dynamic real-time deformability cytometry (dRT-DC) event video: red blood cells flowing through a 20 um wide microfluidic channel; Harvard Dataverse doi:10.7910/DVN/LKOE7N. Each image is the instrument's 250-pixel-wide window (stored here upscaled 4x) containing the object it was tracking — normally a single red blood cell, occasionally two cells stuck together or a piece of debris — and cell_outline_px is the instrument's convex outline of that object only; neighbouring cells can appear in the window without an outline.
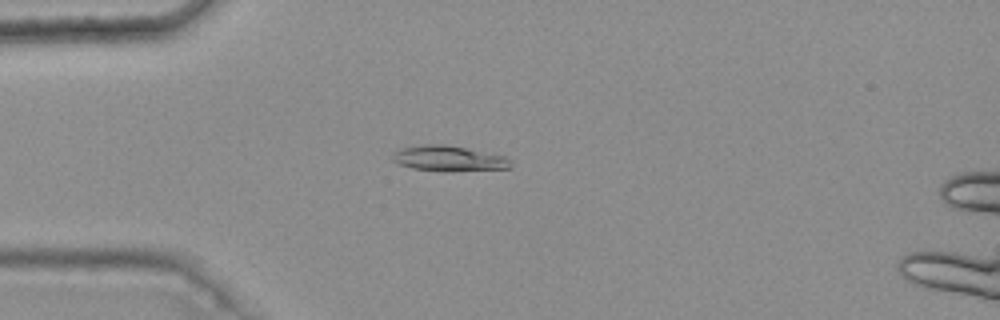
{"species": "common noctule bat (a hibernating species)", "species_latin": "Nyctalus noctula", "temperature_condition": "warm", "stored_images_in_passage": 3, "camera_frame_rate_fps": 3000, "um_per_image_px": 0.085, "animal": {"sex": "female", "body_mass_g": 25.1}, "frame": {"image": 1, "passage_image": 3, "time_ms": 0.667, "image_size_px": [1000, 320], "cell_outline_px": [[512, 168], [444, 172], [412, 168], [400, 164], [392, 160], [392, 156], [400, 148], [424, 144], [444, 144], [504, 156], [512, 164]], "centroid_in_image_um": [38.13, 13.48], "position_along_channel_um": 46.9, "area_um2": 17.4}}